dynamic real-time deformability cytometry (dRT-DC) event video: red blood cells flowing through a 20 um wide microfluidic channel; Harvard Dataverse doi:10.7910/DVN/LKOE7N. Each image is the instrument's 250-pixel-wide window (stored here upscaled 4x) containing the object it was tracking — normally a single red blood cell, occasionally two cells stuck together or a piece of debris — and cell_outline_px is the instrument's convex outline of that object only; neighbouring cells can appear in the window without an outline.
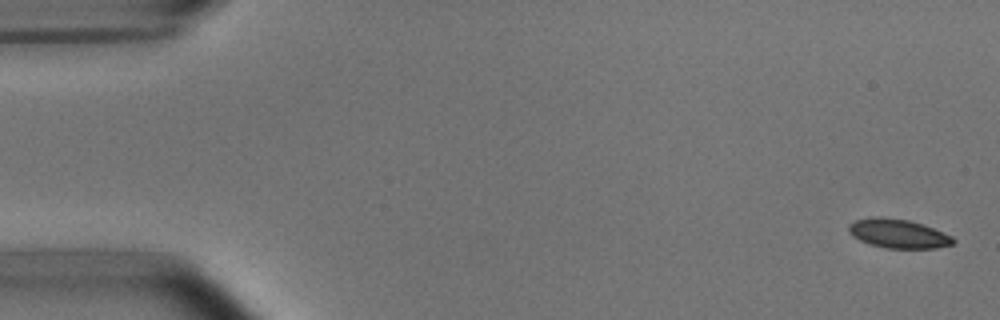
{"species": "common noctule bat (a hibernating species)", "species_latin": "Nyctalus noctula", "temperature_condition": "room temperature", "stored_images_in_passage": 5, "camera_frame_rate_fps": 3000, "um_per_image_px": 0.085, "animal": {"sex": "male", "body_mass_g": 15.6}, "frame": {"image": 1, "passage_image": 1, "time_ms": 0.0, "image_size_px": [1000, 320], "cell_outline_px": [[956, 240], [952, 244], [936, 248], [884, 248], [868, 244], [852, 236], [848, 232], [848, 224], [856, 220], [868, 216], [880, 216], [908, 220], [932, 228], [952, 236]], "centroid_in_image_um": [76.28, 19.85], "position_along_channel_um": 8.7, "area_um2": 17.74}}
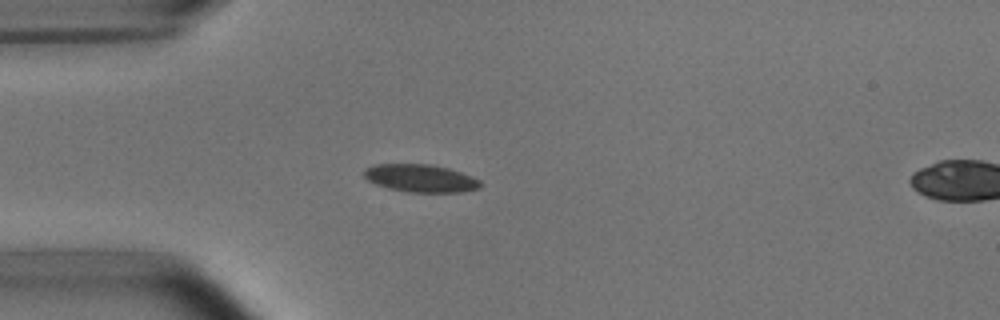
{"frame": {"image": 2, "passage_image": 4, "time_ms": 4.333, "image_size_px": [1000, 320], "cell_outline_px": [[484, 184], [480, 188], [464, 192], [408, 192], [388, 188], [376, 184], [368, 180], [364, 176], [364, 168], [372, 164], [432, 164], [448, 168], [472, 176], [480, 180]], "centroid_in_image_um": [35.77, 15.15], "position_along_channel_um": 49.2, "area_um2": 19.02}}